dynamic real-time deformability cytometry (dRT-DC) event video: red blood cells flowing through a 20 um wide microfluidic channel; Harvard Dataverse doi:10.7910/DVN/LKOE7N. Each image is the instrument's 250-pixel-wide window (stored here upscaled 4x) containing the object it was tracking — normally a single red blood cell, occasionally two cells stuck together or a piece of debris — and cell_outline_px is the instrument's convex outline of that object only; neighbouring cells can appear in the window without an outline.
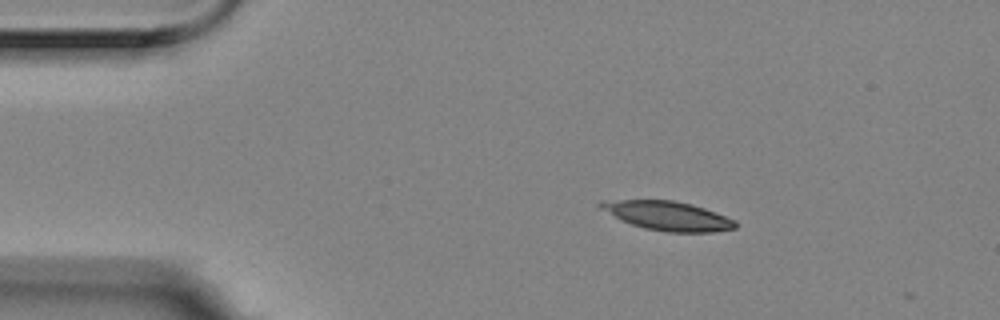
{"species": "Egyptian fruit bat (a non-hibernating species)", "species_latin": "Rousettus aegyptiacus", "temperature_condition": "room temperature", "stored_images_in_passage": 5, "camera_frame_rate_fps": 3000, "um_per_image_px": 0.085, "animal": {"sex": "female"}, "frame": {"image": 1, "passage_image": 1, "time_ms": 0.0, "image_size_px": [1000, 320], "cell_outline_px": [[736, 228], [712, 232], [668, 232], [644, 228], [632, 224], [600, 208], [596, 204], [600, 200], [672, 200], [692, 204], [704, 208], [736, 220]], "centroid_in_image_um": [56.77, 18.33], "position_along_channel_um": 28.2, "area_um2": 22.6}}